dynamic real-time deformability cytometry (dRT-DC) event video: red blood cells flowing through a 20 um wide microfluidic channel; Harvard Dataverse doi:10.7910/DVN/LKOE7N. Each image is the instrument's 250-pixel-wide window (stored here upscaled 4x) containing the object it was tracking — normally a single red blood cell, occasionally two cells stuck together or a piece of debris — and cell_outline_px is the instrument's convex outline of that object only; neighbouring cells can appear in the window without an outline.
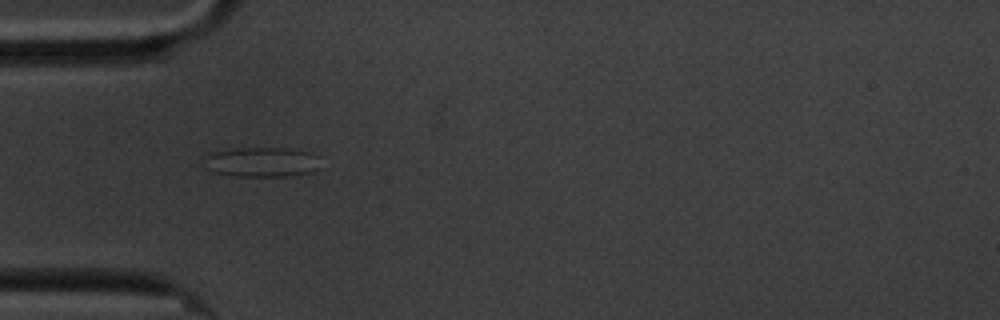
{"species": "common noctule bat (a hibernating species)", "species_latin": "Nyctalus noctula", "temperature_condition": "cold", "stored_images_in_passage": 5, "camera_frame_rate_fps": 3000, "um_per_image_px": 0.085, "animal": {"sex": "male", "body_mass_g": 20.1, "forearm_length_mm": 53.5}, "frame": {"image": 1, "passage_image": 2, "time_ms": 0.333, "image_size_px": [1000, 320], "cell_outline_px": [[320, 168], [312, 172], [288, 176], [236, 176], [212, 172], [208, 168], [204, 156], [208, 152], [236, 148], [288, 148], [312, 152], [320, 156]], "centroid_in_image_um": [22.3, 13.76], "position_along_channel_um": 62.7, "area_um2": 20.58}}
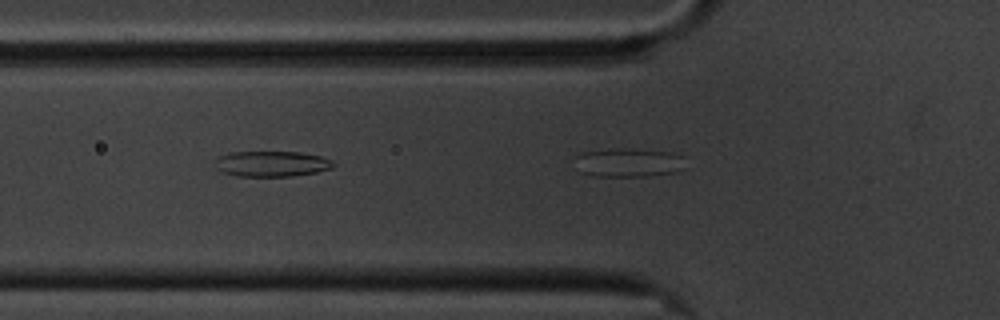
{"frame": {"image": 2, "passage_image": 3, "time_ms": 0.667, "image_size_px": [1000, 320], "cell_outline_px": [[336, 164], [332, 168], [316, 172], [292, 176], [236, 176], [220, 172], [216, 168], [216, 160], [220, 156], [232, 152], [300, 152], [320, 156], [332, 160]], "centroid_in_image_um": [23.1, 13.93], "position_along_channel_um": 102.7, "area_um2": 17.63}}